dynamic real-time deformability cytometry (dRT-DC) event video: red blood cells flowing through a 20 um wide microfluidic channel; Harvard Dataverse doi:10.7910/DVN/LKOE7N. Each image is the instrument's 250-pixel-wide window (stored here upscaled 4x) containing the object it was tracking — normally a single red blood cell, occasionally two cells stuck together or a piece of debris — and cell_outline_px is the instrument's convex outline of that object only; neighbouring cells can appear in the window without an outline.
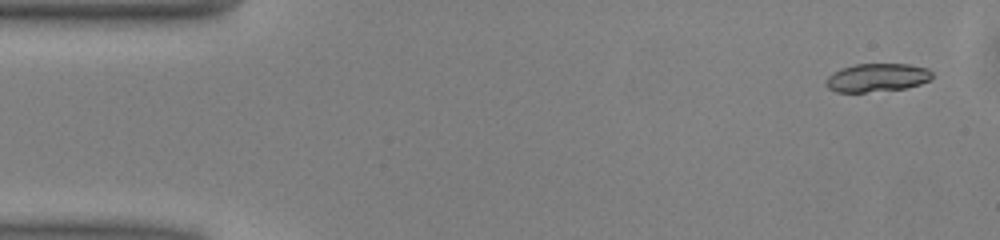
{"species": "common noctule bat (a hibernating species)", "species_latin": "Nyctalus noctula", "temperature_condition": "warm", "stored_images_in_passage": 48, "camera_frame_rate_fps": 3000, "um_per_image_px": 0.085, "animal": {"sex": "male", "body_mass_g": 13.0, "forearm_length_mm": 53.1}, "frame": {"image": 1, "passage_image": 1, "time_ms": 0.0, "image_size_px": [1000, 240], "cell_outline_px": [[932, 76], [928, 80], [920, 84], [904, 88], [864, 92], [836, 92], [828, 88], [824, 84], [824, 80], [832, 72], [840, 68], [856, 64], [908, 64], [928, 68], [932, 72]], "centroid_in_image_um": [74.49, 6.59], "position_along_channel_um": 10.5, "area_um2": 17.57}}
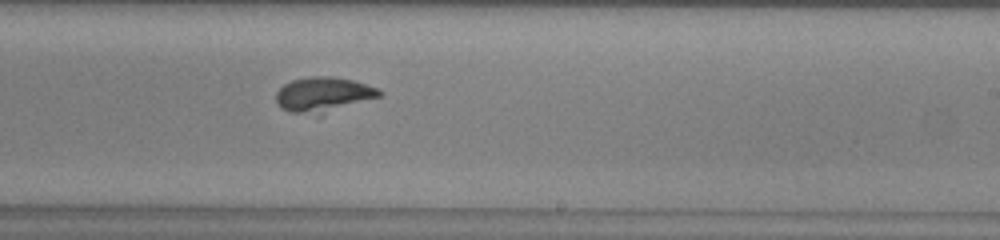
{"frame": {"image": 2, "passage_image": 28, "time_ms": 9.0, "image_size_px": [1000, 240], "cell_outline_px": [[384, 92], [380, 96], [320, 116], [288, 112], [280, 108], [276, 104], [276, 92], [284, 84], [292, 80], [308, 76], [332, 76], [352, 80], [376, 88]], "centroid_in_image_um": [27.43, 8.06], "position_along_channel_um": 261.6, "area_um2": 21.39}}
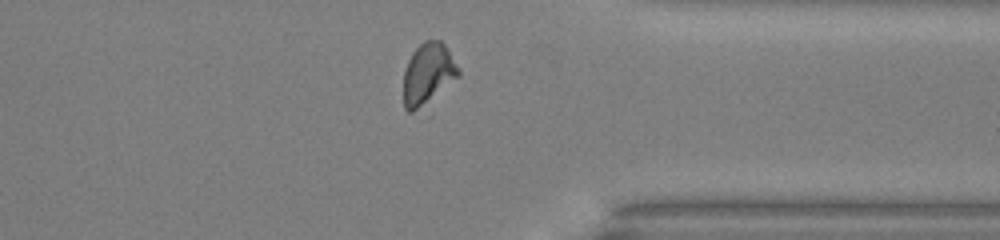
{"frame": {"image": 3, "passage_image": 37, "time_ms": 12.0, "image_size_px": [1000, 240], "cell_outline_px": [[460, 76], [424, 112], [408, 112], [404, 108], [404, 72], [408, 60], [412, 52], [424, 40], [440, 40], [448, 48], [460, 72]], "centroid_in_image_um": [36.4, 6.39], "position_along_channel_um": 375.0, "area_um2": 20.69}}